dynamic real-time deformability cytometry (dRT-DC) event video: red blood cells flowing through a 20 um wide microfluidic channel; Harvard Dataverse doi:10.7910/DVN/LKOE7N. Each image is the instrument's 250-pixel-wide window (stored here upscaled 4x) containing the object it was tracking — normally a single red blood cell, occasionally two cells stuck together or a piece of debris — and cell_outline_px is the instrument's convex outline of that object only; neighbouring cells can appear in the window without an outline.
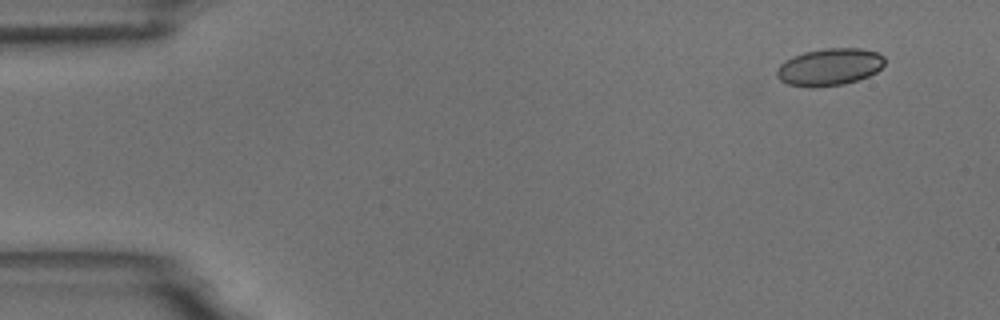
{"species": "common noctule bat (a hibernating species)", "species_latin": "Nyctalus noctula", "temperature_condition": "room temperature", "stored_images_in_passage": 6, "camera_frame_rate_fps": 3000, "um_per_image_px": 0.085, "animal": {"sex": "male", "body_mass_g": 18.8}, "frame": {"image": 1, "passage_image": 2, "time_ms": 1.0, "image_size_px": [1000, 320], "cell_outline_px": [[884, 64], [876, 72], [868, 76], [844, 84], [816, 88], [808, 88], [788, 84], [780, 80], [776, 76], [776, 72], [780, 64], [784, 60], [792, 56], [804, 52], [824, 48], [860, 48], [876, 52], [884, 56]], "centroid_in_image_um": [70.47, 5.7], "position_along_channel_um": 14.5, "area_um2": 23.58}}